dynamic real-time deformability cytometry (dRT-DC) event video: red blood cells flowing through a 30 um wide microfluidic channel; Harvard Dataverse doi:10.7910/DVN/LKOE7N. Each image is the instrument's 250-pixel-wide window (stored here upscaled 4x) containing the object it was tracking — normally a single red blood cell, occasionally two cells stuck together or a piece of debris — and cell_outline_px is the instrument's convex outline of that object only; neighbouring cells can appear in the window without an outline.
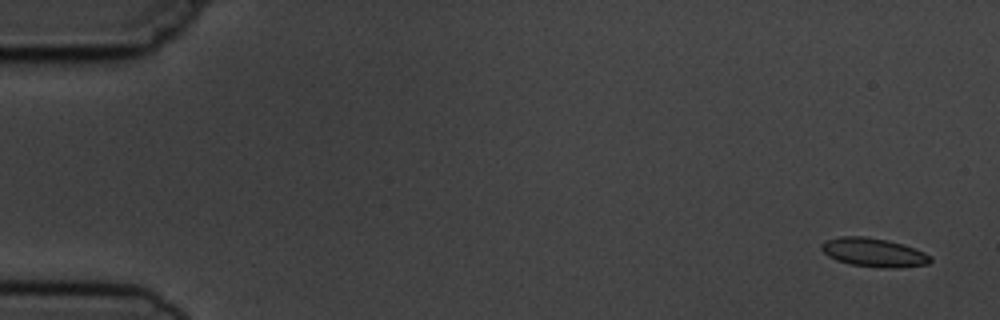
{"species": "common noctule bat (a hibernating species)", "species_latin": "Nyctalus noctula", "temperature_condition": "cold", "stored_images_in_passage": 5, "camera_frame_rate_fps": 3000, "um_per_image_px": 0.085, "animal": {"sex": "male", "body_mass_g": 19.5, "forearm_length_mm": 54.6}, "frame": {"image": 1, "passage_image": 1, "time_ms": 0.0, "image_size_px": [1000, 320], "cell_outline_px": [[932, 260], [928, 264], [896, 268], [880, 268], [848, 264], [836, 260], [828, 256], [820, 248], [820, 244], [824, 240], [840, 236], [864, 236], [888, 240], [904, 244], [916, 248], [932, 256]], "centroid_in_image_um": [74.26, 21.45], "position_along_channel_um": 10.7, "area_um2": 18.61}}
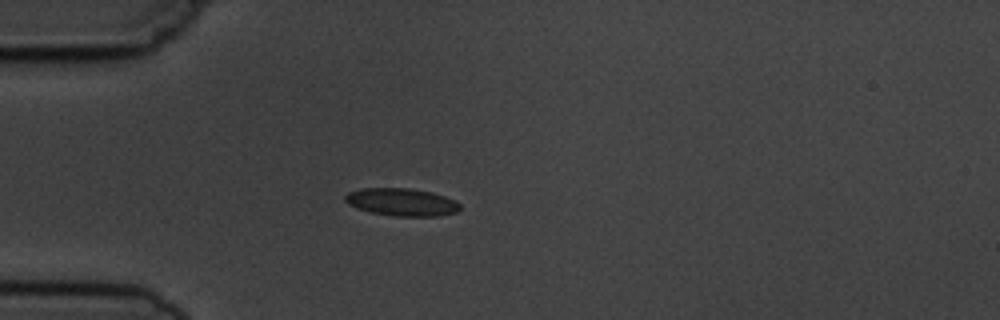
{"frame": {"image": 2, "passage_image": 5, "time_ms": 4.333, "image_size_px": [1000, 320], "cell_outline_px": [[460, 208], [456, 212], [436, 216], [396, 216], [372, 212], [356, 208], [348, 204], [344, 200], [344, 196], [348, 192], [360, 188], [408, 188], [432, 192], [444, 196], [460, 204]], "centroid_in_image_um": [34.1, 17.17], "position_along_channel_um": 50.9, "area_um2": 18.38}}